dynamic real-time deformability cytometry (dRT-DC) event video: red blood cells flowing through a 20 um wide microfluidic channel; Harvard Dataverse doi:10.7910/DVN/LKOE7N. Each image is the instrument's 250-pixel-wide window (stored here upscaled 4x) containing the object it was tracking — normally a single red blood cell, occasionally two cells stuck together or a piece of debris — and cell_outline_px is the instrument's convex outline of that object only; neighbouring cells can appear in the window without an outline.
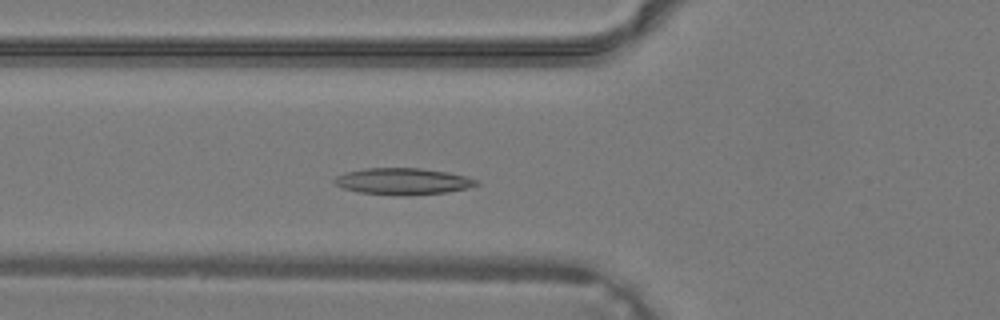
{"species": "common noctule bat (a hibernating species)", "species_latin": "Nyctalus noctula", "temperature_condition": "warm", "stored_images_in_passage": 32, "camera_frame_rate_fps": 3000, "um_per_image_px": 0.085, "animal": {"sex": "male", "body_mass_g": 19.2, "forearm_length_mm": 51.8}, "frame": {"image": 1, "passage_image": 7, "time_ms": 2.0, "image_size_px": [1000, 320], "cell_outline_px": [[480, 184], [468, 188], [444, 192], [400, 196], [360, 192], [344, 188], [332, 184], [332, 180], [336, 176], [344, 172], [364, 168], [420, 168], [444, 172], [464, 176], [480, 180]], "centroid_in_image_um": [34.2, 15.41], "position_along_channel_um": 91.6, "area_um2": 21.96}}
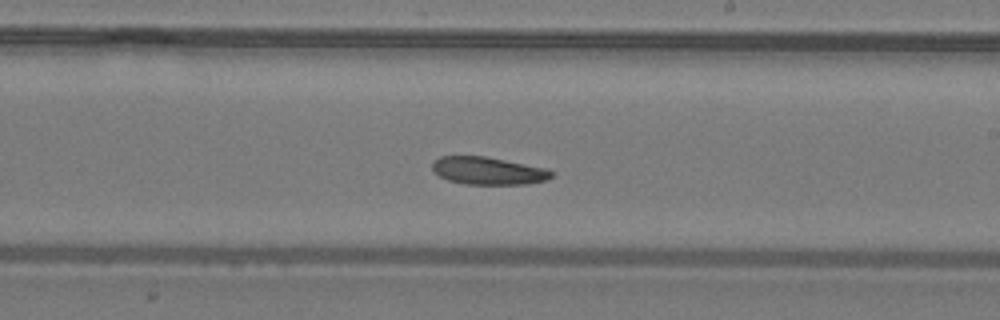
{"frame": {"image": 2, "passage_image": 16, "time_ms": 5.0, "image_size_px": [1000, 320], "cell_outline_px": [[556, 172], [552, 176], [544, 180], [524, 184], [464, 184], [448, 180], [440, 176], [432, 168], [432, 164], [440, 156], [484, 156], [548, 168]], "centroid_in_image_um": [41.52, 14.51], "position_along_channel_um": 247.5, "area_um2": 19.07}}
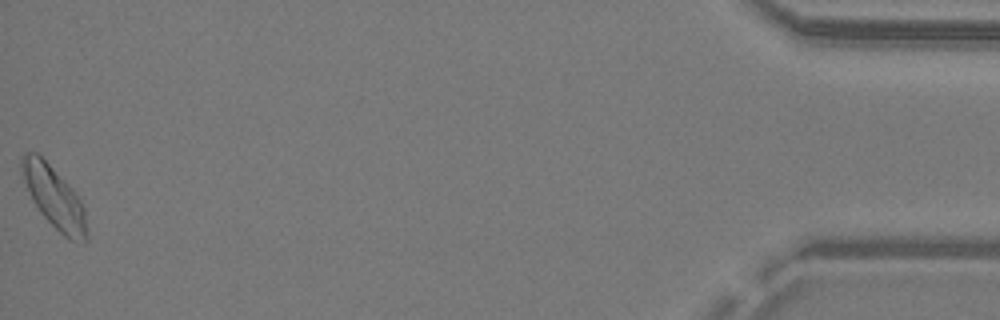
{"frame": {"image": 3, "passage_image": 32, "time_ms": 10.333, "image_size_px": [1000, 320], "cell_outline_px": [[88, 240], [84, 244], [68, 240], [40, 212], [32, 200], [24, 180], [20, 168], [20, 156], [24, 152], [36, 152], [72, 188], [80, 200], [84, 208], [88, 236]], "centroid_in_image_um": [4.61, 16.8], "position_along_channel_um": 430.6, "area_um2": 23.24}}